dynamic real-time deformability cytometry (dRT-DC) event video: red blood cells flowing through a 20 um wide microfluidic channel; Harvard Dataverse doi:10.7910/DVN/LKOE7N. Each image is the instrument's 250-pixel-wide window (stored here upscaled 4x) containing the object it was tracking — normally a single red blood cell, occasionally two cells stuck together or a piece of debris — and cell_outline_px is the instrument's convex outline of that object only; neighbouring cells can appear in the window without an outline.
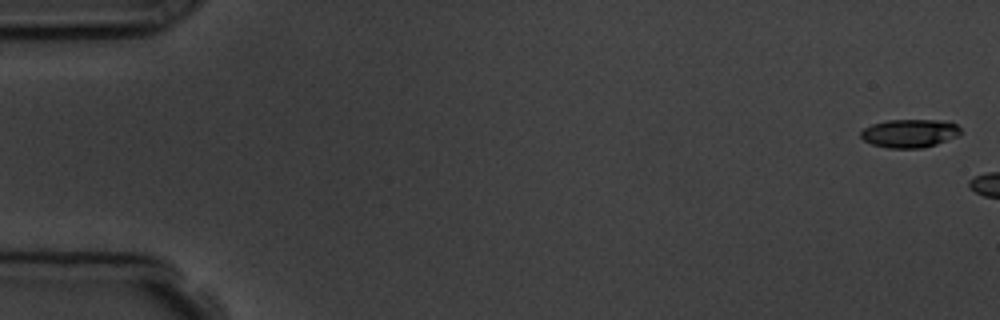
{"species": "common noctule bat (a hibernating species)", "species_latin": "Nyctalus noctula", "temperature_condition": "room temperature", "stored_images_in_passage": 3, "camera_frame_rate_fps": 3000, "um_per_image_px": 0.085, "animal": {"sex": "male", "body_mass_g": 19.5, "forearm_length_mm": 54.6}, "frame": {"image": 1, "passage_image": 1, "time_ms": 0.0, "image_size_px": [1000, 320], "cell_outline_px": [[960, 136], [936, 144], [920, 148], [888, 148], [872, 144], [864, 140], [860, 136], [860, 132], [864, 128], [872, 124], [888, 120], [948, 120], [956, 124], [960, 128]], "centroid_in_image_um": [77.34, 11.32], "position_along_channel_um": 7.7, "area_um2": 16.59}}